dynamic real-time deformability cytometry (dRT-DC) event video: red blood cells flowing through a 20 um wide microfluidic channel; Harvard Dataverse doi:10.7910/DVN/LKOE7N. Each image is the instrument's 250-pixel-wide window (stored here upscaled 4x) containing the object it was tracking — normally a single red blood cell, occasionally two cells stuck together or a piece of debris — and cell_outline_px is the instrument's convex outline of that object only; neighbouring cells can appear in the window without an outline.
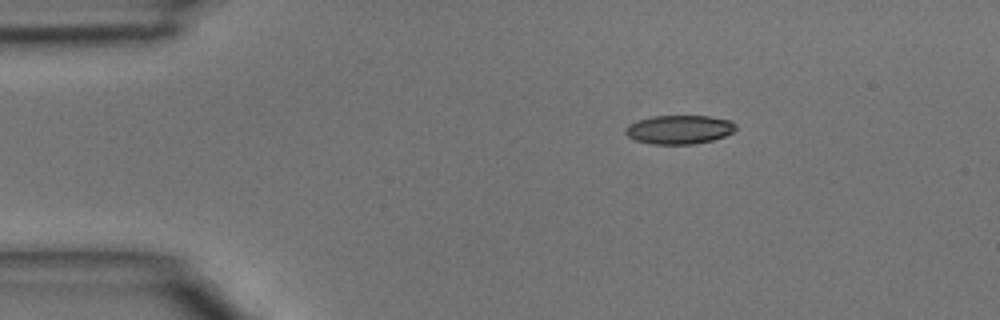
{"species": "common noctule bat (a hibernating species)", "species_latin": "Nyctalus noctula", "temperature_condition": "room temperature", "stored_images_in_passage": 3, "camera_frame_rate_fps": 3000, "um_per_image_px": 0.085, "animal": {"sex": "male", "body_mass_g": 15.6}, "frame": {"image": 1, "passage_image": 1, "time_ms": 0.0, "image_size_px": [1000, 320], "cell_outline_px": [[736, 128], [732, 132], [724, 136], [712, 140], [696, 144], [652, 144], [636, 140], [628, 136], [624, 132], [628, 124], [652, 116], [708, 116], [732, 120], [736, 124]], "centroid_in_image_um": [57.75, 11.01], "position_along_channel_um": 27.2, "area_um2": 18.5}}
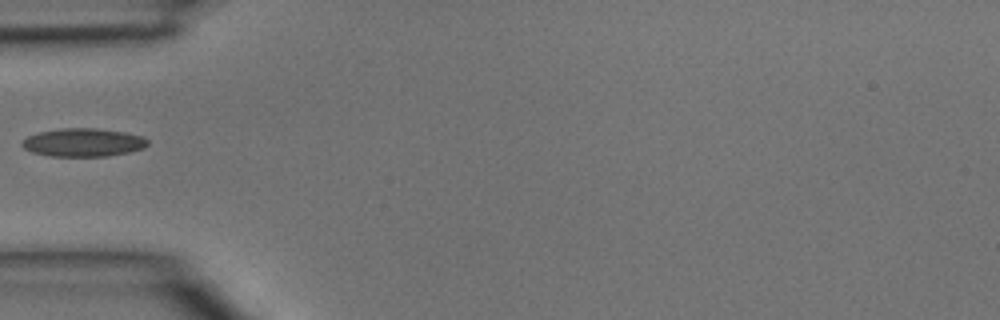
{"frame": {"image": 2, "passage_image": 3, "time_ms": 0.667, "image_size_px": [1000, 320], "cell_outline_px": [[148, 144], [144, 148], [128, 152], [108, 156], [52, 156], [32, 152], [24, 148], [20, 144], [20, 140], [28, 136], [40, 132], [64, 128], [96, 128], [124, 132], [144, 136], [148, 140]], "centroid_in_image_um": [7.08, 12.11], "position_along_channel_um": 77.9, "area_um2": 20.69}}